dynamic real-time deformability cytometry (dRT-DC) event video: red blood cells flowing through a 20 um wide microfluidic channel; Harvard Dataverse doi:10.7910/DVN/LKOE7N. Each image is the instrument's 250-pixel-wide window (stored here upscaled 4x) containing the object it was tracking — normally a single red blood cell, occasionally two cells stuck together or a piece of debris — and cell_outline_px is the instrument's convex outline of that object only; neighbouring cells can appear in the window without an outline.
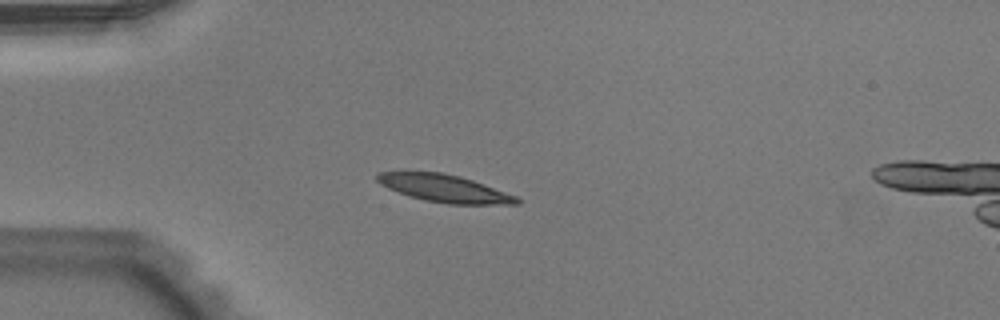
{"species": "Egyptian fruit bat (a non-hibernating species)", "species_latin": "Rousettus aegyptiacus", "temperature_condition": "warm", "stored_images_in_passage": 28, "camera_frame_rate_fps": 3000, "um_per_image_px": 0.085, "animal": {"sex": "male"}, "frame": {"image": 1, "passage_image": 1, "time_ms": 0.0, "image_size_px": [1000, 320], "cell_outline_px": [[520, 204], [448, 204], [424, 200], [408, 196], [388, 188], [380, 184], [376, 180], [376, 172], [400, 168], [404, 168], [444, 172], [460, 176], [472, 180], [516, 196], [520, 200]], "centroid_in_image_um": [37.6, 15.94], "position_along_channel_um": 47.4, "area_um2": 23.29}}
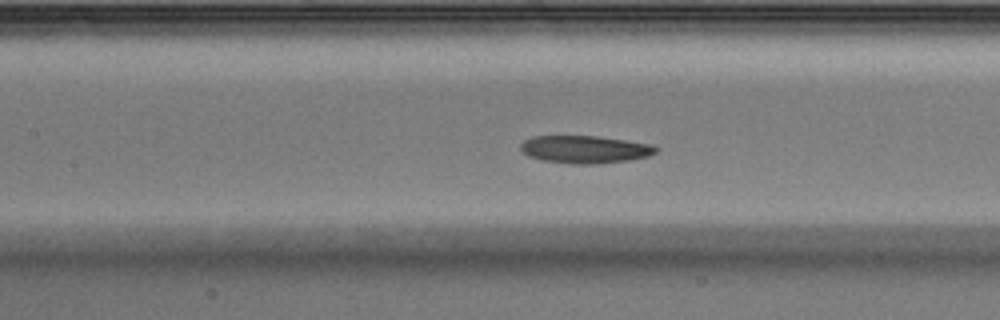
{"frame": {"image": 2, "passage_image": 11, "time_ms": 3.333, "image_size_px": [1000, 320], "cell_outline_px": [[660, 148], [656, 152], [648, 156], [628, 160], [596, 164], [572, 164], [544, 160], [528, 156], [520, 148], [520, 144], [524, 140], [532, 136], [596, 136], [652, 144]], "centroid_in_image_um": [49.72, 12.69], "position_along_channel_um": 157.7, "area_um2": 21.73}}
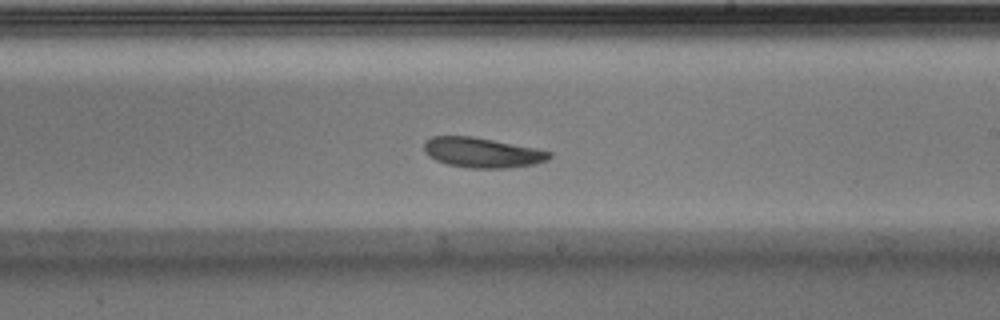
{"frame": {"image": 3, "passage_image": 18, "time_ms": 5.667, "image_size_px": [1000, 320], "cell_outline_px": [[552, 156], [548, 160], [536, 164], [504, 168], [468, 168], [448, 164], [436, 160], [424, 152], [424, 144], [432, 136], [472, 136], [536, 148], [552, 152]], "centroid_in_image_um": [41.01, 12.97], "position_along_channel_um": 248.0, "area_um2": 21.85}, "authors_computed_cell_mechanics": {"area_um2": 22.0218, "velocity_mm_per_s": 3.879, "shape_relaxation_time_tau1_ms": 5.6042, "shape_relaxation_time_tau2_ms": null, "deformation_change_tau1": 0.1274, "deformation_change_tau2": null}}